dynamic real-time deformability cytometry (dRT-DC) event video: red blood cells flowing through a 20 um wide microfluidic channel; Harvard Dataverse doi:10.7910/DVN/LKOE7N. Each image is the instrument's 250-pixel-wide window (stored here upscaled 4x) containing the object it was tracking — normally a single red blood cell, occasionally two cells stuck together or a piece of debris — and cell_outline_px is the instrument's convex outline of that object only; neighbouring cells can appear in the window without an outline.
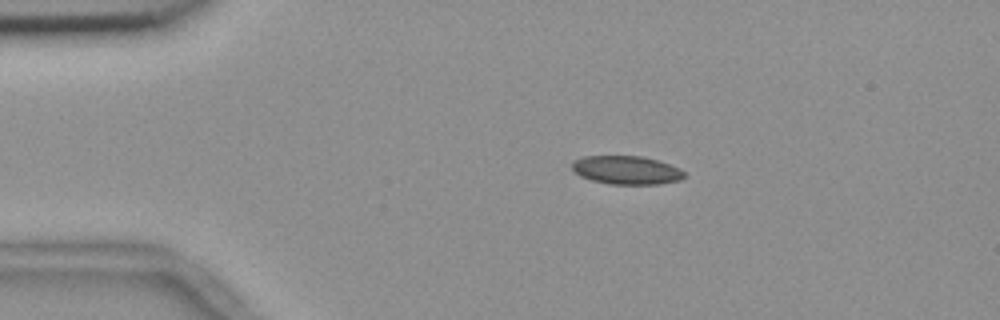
{"species": "common noctule bat (a hibernating species)", "species_latin": "Nyctalus noctula", "temperature_condition": "room temperature", "stored_images_in_passage": 8, "camera_frame_rate_fps": 3000, "um_per_image_px": 0.085, "animal": {"sex": "female", "body_mass_g": 18.4}, "frame": {"image": 1, "passage_image": 2, "time_ms": 0.333, "image_size_px": [1000, 320], "cell_outline_px": [[684, 176], [680, 180], [656, 184], [608, 184], [592, 180], [580, 176], [572, 172], [572, 164], [576, 160], [584, 156], [644, 156], [680, 168], [684, 172]], "centroid_in_image_um": [53.22, 14.46], "position_along_channel_um": 31.8, "area_um2": 18.55}}
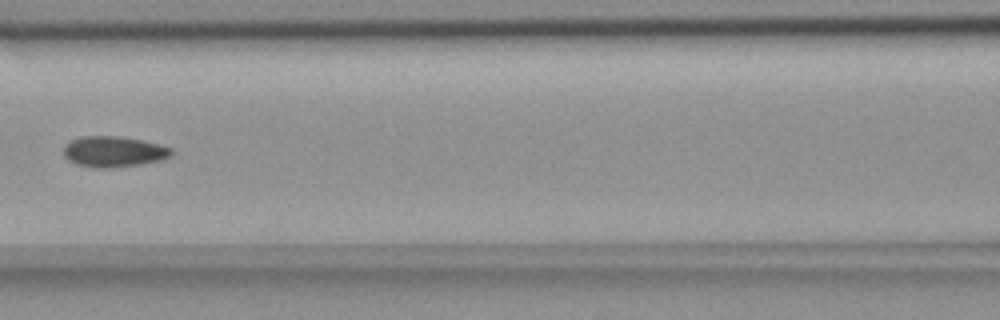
{"frame": {"image": 2, "passage_image": 6, "time_ms": 1.667, "image_size_px": [1000, 320], "cell_outline_px": [[172, 156], [160, 160], [140, 164], [112, 168], [96, 168], [76, 164], [68, 160], [64, 156], [64, 144], [80, 136], [120, 136], [160, 144], [172, 148]], "centroid_in_image_um": [9.65, 12.89], "position_along_channel_um": 157.0, "area_um2": 19.42}}
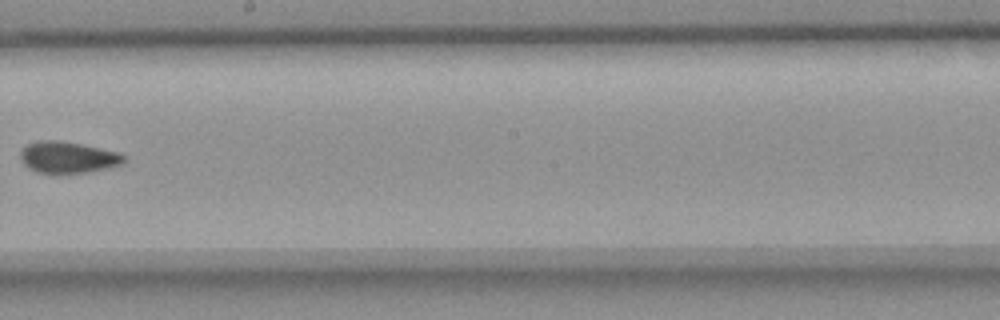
{"frame": {"image": 3, "passage_image": 8, "time_ms": 2.333, "image_size_px": [1000, 320], "cell_outline_px": [[124, 164], [108, 168], [88, 172], [36, 172], [28, 168], [20, 160], [20, 152], [28, 144], [40, 140], [60, 140], [120, 152], [124, 156]], "centroid_in_image_um": [5.78, 13.36], "position_along_channel_um": 242.4, "area_um2": 18.84}}